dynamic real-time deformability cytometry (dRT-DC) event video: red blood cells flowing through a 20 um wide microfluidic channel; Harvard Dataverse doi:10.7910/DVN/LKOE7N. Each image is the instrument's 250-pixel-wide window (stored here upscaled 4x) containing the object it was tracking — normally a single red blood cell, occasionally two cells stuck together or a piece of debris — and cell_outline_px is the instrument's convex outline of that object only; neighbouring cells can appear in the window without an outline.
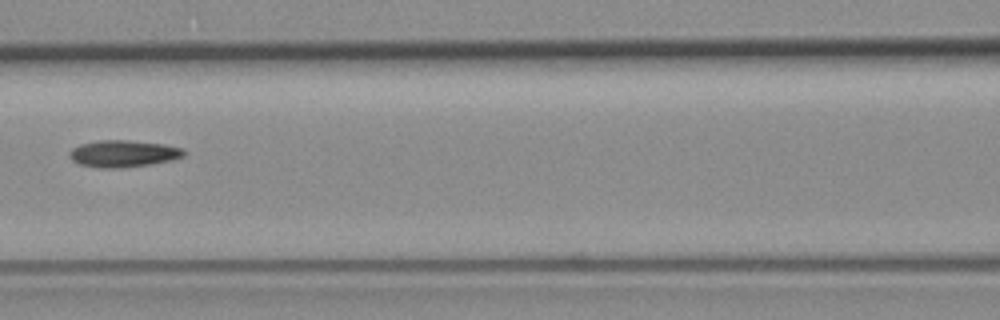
{"species": "common noctule bat (a hibernating species)", "species_latin": "Nyctalus noctula", "temperature_condition": "room temperature", "stored_images_in_passage": 6, "camera_frame_rate_fps": 3000, "um_per_image_px": 0.085, "animal": {"sex": "female", "body_mass_g": 19.3, "forearm_length_mm": 54.1}, "frame": {"image": 1, "passage_image": 6, "time_ms": 7.667, "image_size_px": [1000, 320], "cell_outline_px": [[184, 156], [172, 160], [152, 164], [124, 168], [100, 168], [80, 164], [72, 160], [68, 156], [68, 152], [72, 148], [80, 144], [96, 140], [128, 140], [164, 144], [184, 148]], "centroid_in_image_um": [10.47, 13.06], "position_along_channel_um": 156.1, "area_um2": 18.15}}